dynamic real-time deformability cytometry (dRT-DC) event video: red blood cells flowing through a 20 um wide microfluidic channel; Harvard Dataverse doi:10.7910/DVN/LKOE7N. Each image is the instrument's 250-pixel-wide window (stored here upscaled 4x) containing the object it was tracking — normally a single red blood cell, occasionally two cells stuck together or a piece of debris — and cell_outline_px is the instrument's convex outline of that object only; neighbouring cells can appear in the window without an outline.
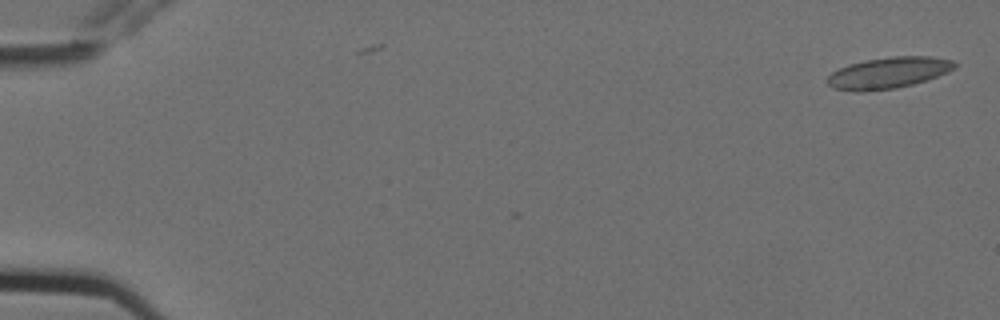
{"species": "Egyptian fruit bat (a non-hibernating species)", "species_latin": "Rousettus aegyptiacus", "temperature_condition": "cold", "stored_images_in_passage": 9, "camera_frame_rate_fps": 3000, "um_per_image_px": 0.085, "animal": {"sex": "female"}, "frame": {"image": 1, "passage_image": 1, "time_ms": 0.0, "image_size_px": [1000, 320], "cell_outline_px": [[956, 68], [948, 72], [928, 80], [896, 88], [864, 92], [856, 92], [832, 88], [824, 80], [832, 72], [848, 64], [864, 60], [892, 56], [932, 56], [952, 60], [956, 64]], "centroid_in_image_um": [75.5, 6.19], "position_along_channel_um": 9.5, "area_um2": 23.52}}
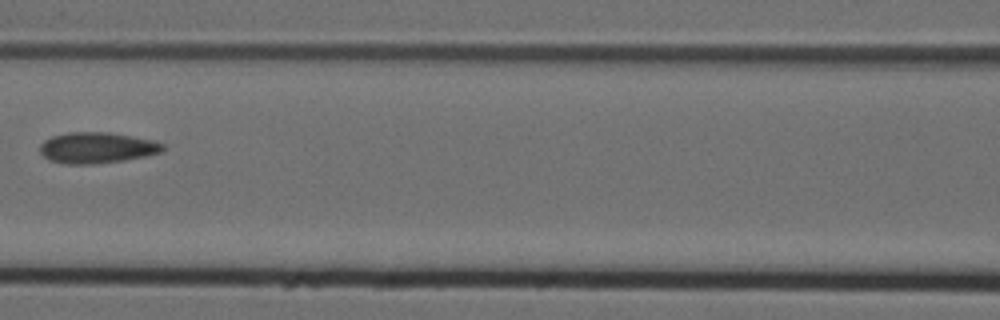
{"frame": {"image": 2, "passage_image": 8, "time_ms": 2.333, "image_size_px": [1000, 320], "cell_outline_px": [[164, 148], [160, 152], [144, 156], [124, 160], [92, 164], [68, 164], [48, 160], [40, 152], [40, 144], [44, 140], [52, 136], [68, 132], [108, 132], [132, 136], [152, 140], [164, 144]], "centroid_in_image_um": [8.2, 12.55], "position_along_channel_um": 158.4, "area_um2": 22.08}}
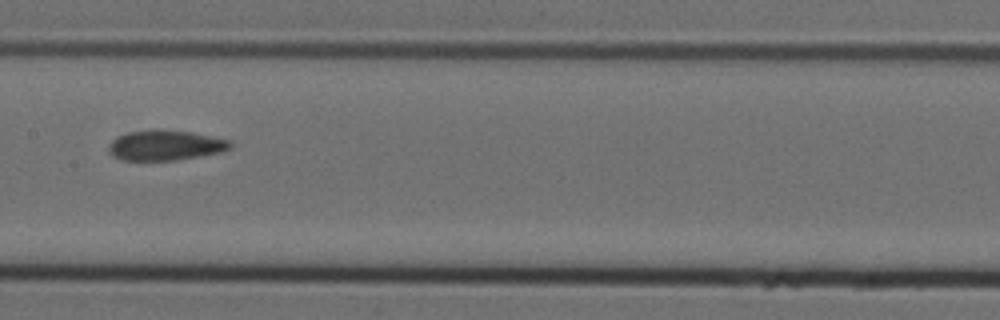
{"frame": {"image": 3, "passage_image": 9, "time_ms": 2.667, "image_size_px": [1000, 320], "cell_outline_px": [[232, 148], [220, 152], [176, 160], [120, 160], [112, 156], [108, 152], [108, 144], [116, 136], [128, 132], [152, 128], [192, 132], [232, 140]], "centroid_in_image_um": [14.02, 12.33], "position_along_channel_um": 193.4, "area_um2": 21.79}}